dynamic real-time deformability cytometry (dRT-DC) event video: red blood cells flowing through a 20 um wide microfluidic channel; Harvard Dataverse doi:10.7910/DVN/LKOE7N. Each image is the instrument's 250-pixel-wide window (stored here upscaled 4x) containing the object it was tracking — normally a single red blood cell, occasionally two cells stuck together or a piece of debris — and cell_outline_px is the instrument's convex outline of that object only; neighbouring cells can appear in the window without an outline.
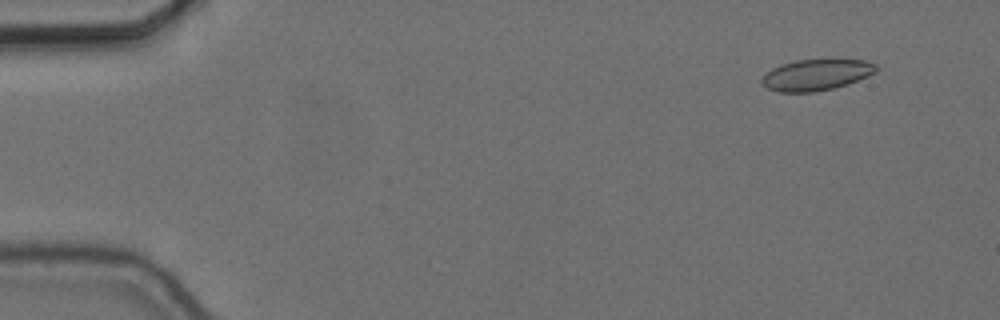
{"species": "common noctule bat (a hibernating species)", "species_latin": "Nyctalus noctula", "temperature_condition": "cold", "stored_images_in_passage": 56, "camera_frame_rate_fps": 3000, "um_per_image_px": 0.085, "animal": {"sex": "female", "body_mass_g": 24.6, "forearm_length_mm": 56.2}, "frame": {"image": 1, "passage_image": 5, "time_ms": 1.333, "image_size_px": [1000, 320], "cell_outline_px": [[876, 72], [868, 76], [832, 88], [812, 92], [780, 92], [768, 88], [760, 80], [772, 68], [780, 64], [796, 60], [864, 60], [876, 64]], "centroid_in_image_um": [69.36, 6.35], "position_along_channel_um": 15.6, "area_um2": 20.29}}
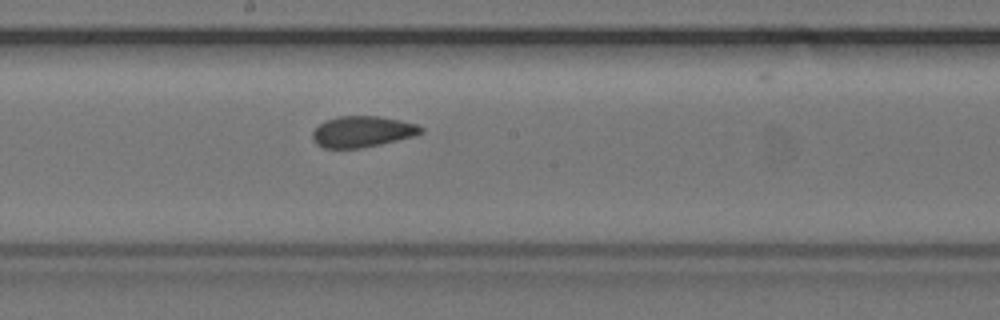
{"frame": {"image": 2, "passage_image": 31, "time_ms": 10.0, "image_size_px": [1000, 320], "cell_outline_px": [[424, 132], [416, 136], [380, 144], [360, 148], [324, 148], [316, 144], [312, 140], [312, 132], [324, 120], [336, 116], [380, 116], [400, 120], [416, 124], [424, 128]], "centroid_in_image_um": [30.8, 11.18], "position_along_channel_um": 217.4, "area_um2": 19.83}}
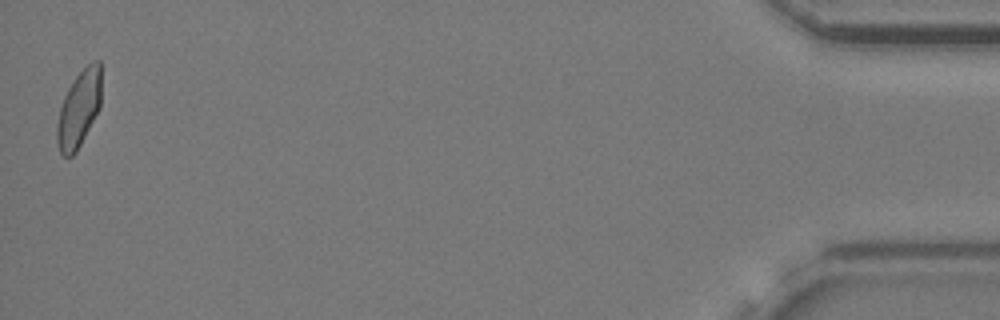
{"frame": {"image": 3, "passage_image": 56, "time_ms": 18.333, "image_size_px": [1000, 320], "cell_outline_px": [[100, 108], [76, 152], [72, 156], [64, 156], [60, 152], [56, 144], [56, 124], [60, 108], [64, 96], [72, 80], [92, 60], [100, 60]], "centroid_in_image_um": [6.69, 9.26], "position_along_channel_um": 428.5, "area_um2": 19.77}, "authors_computed_cell_mechanics": {"area_um2": 20.5768, "velocity_mm_per_s": 3.6474, "shape_relaxation_time_tau1_ms": null, "shape_relaxation_time_tau2_ms": 1.3287, "deformation_change_tau1": null, "deformation_change_tau2": 0.0623}}